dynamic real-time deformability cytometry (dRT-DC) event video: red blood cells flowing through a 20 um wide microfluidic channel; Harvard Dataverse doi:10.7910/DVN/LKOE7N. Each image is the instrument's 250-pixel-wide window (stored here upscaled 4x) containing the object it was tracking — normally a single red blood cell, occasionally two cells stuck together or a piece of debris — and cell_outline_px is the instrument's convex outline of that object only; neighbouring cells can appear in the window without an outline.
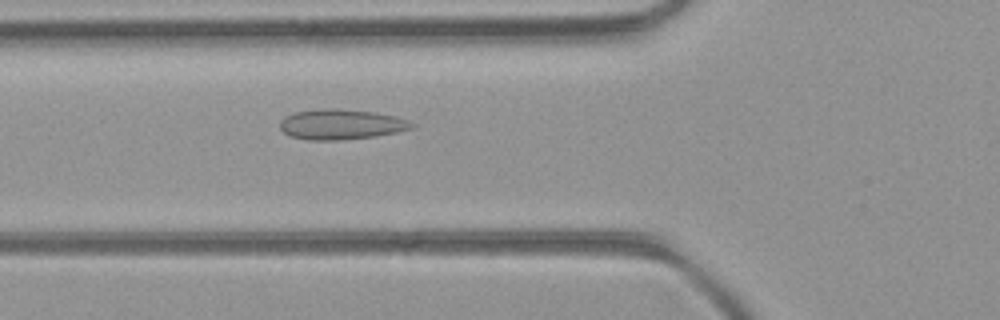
{"species": "common noctule bat (a hibernating species)", "species_latin": "Nyctalus noctula", "temperature_condition": "room temperature", "stored_images_in_passage": 42, "camera_frame_rate_fps": 3000, "um_per_image_px": 0.085, "animal": {"sex": "female", "body_mass_g": 21.9}, "frame": {"image": 1, "passage_image": 11, "time_ms": 3.333, "image_size_px": [1000, 320], "cell_outline_px": [[416, 124], [412, 128], [396, 132], [372, 136], [336, 140], [308, 140], [292, 136], [284, 132], [280, 128], [280, 120], [284, 116], [296, 112], [324, 108], [336, 108], [376, 112], [396, 116], [408, 120]], "centroid_in_image_um": [28.99, 10.55], "position_along_channel_um": 96.8, "area_um2": 23.12}}
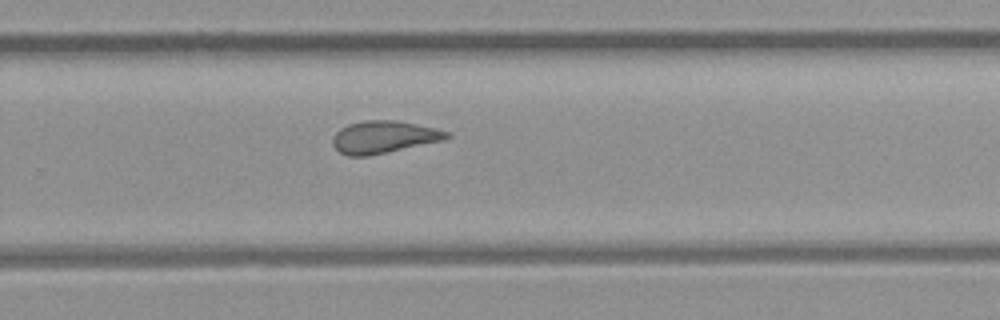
{"frame": {"image": 2, "passage_image": 25, "time_ms": 8.0, "image_size_px": [1000, 320], "cell_outline_px": [[452, 136], [448, 140], [368, 156], [348, 156], [340, 152], [332, 144], [332, 140], [336, 132], [340, 128], [348, 124], [364, 120], [396, 120], [436, 128], [448, 132]], "centroid_in_image_um": [32.66, 11.65], "position_along_channel_um": 297.1, "area_um2": 21.73}}
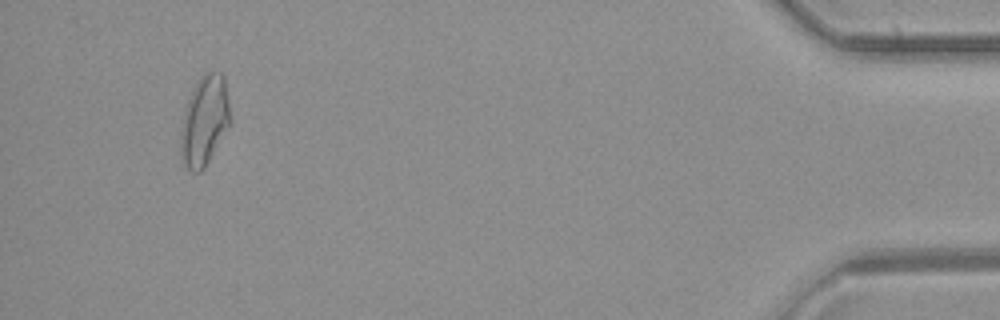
{"frame": {"image": 3, "passage_image": 39, "time_ms": 12.667, "image_size_px": [1000, 320], "cell_outline_px": [[232, 120], [228, 128], [204, 168], [200, 172], [192, 172], [184, 164], [180, 152], [180, 136], [184, 108], [200, 76], [212, 68], [220, 72], [224, 76]], "centroid_in_image_um": [17.39, 10.23], "position_along_channel_um": 417.8, "area_um2": 26.13}, "authors_computed_cell_mechanics": {"area_um2": 22.3397, "velocity_mm_per_s": 4.2919, "shape_relaxation_time_tau1_ms": null, "shape_relaxation_time_tau2_ms": 1.5801, "deformation_change_tau1": null, "deformation_change_tau2": 0.0849}}